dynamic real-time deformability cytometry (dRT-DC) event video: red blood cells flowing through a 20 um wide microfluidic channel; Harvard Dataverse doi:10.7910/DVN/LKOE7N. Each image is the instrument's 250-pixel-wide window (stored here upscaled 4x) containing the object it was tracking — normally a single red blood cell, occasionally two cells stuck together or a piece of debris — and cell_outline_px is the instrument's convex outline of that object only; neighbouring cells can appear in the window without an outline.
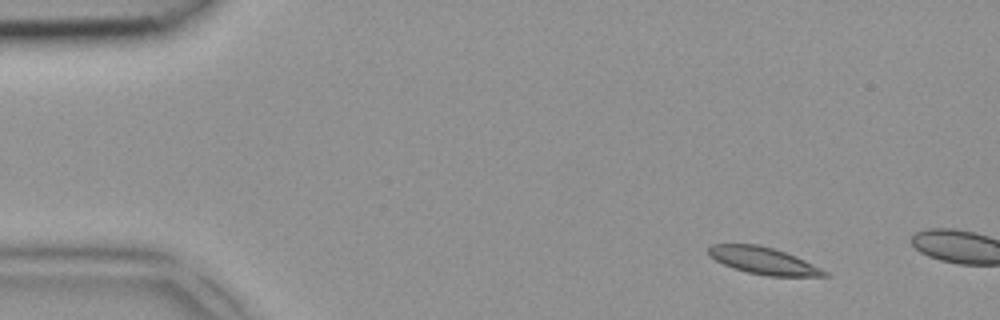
{"species": "common noctule bat (a hibernating species)", "species_latin": "Nyctalus noctula", "temperature_condition": "room temperature", "stored_images_in_passage": 3, "camera_frame_rate_fps": 3000, "um_per_image_px": 0.085, "animal": {"sex": "female", "body_mass_g": 18.4}, "frame": {"image": 1, "passage_image": 1, "time_ms": 0.0, "image_size_px": [1000, 320], "cell_outline_px": [[828, 276], [768, 276], [748, 272], [732, 268], [708, 256], [708, 248], [712, 244], [760, 244], [796, 256], [828, 272]], "centroid_in_image_um": [64.86, 22.15], "position_along_channel_um": 20.1, "area_um2": 18.09}}